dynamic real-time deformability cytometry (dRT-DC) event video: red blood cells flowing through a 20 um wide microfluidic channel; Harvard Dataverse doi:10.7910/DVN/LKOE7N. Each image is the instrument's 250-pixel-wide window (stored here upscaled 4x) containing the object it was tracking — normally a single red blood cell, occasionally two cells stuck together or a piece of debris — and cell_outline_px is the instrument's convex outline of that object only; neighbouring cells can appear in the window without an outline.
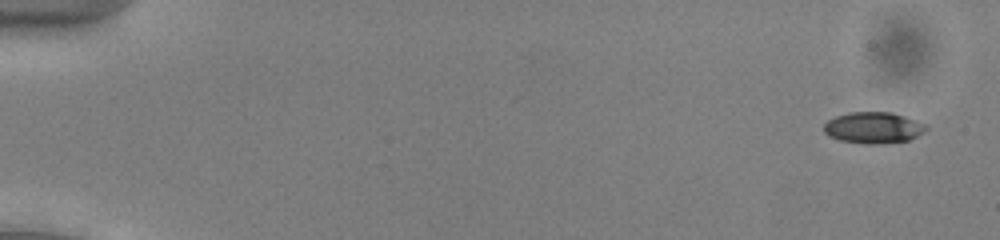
{"species": "common noctule bat (a hibernating species)", "species_latin": "Nyctalus noctula", "temperature_condition": "cold", "stored_images_in_passage": 52, "camera_frame_rate_fps": 3000, "um_per_image_px": 0.085, "animal": {"sex": "male", "body_mass_g": 13.0, "forearm_length_mm": 53.1}, "frame": {"image": 1, "passage_image": 1, "time_ms": 0.0, "image_size_px": [1000, 240], "cell_outline_px": [[928, 128], [924, 132], [908, 140], [872, 144], [868, 144], [840, 140], [828, 136], [824, 132], [824, 124], [828, 120], [836, 116], [852, 112], [892, 112], [904, 116], [924, 124]], "centroid_in_image_um": [74.21, 10.85], "position_along_channel_um": 10.8, "area_um2": 18.38}}
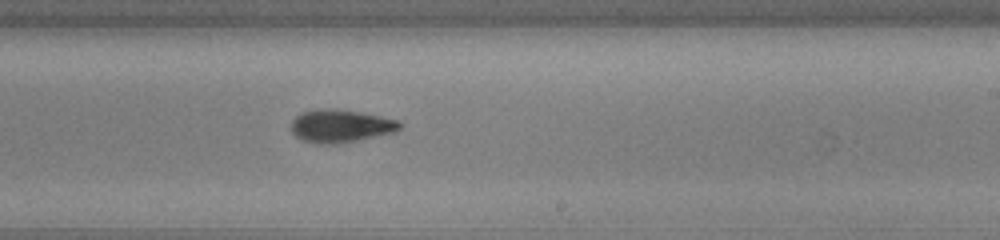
{"frame": {"image": 2, "passage_image": 32, "time_ms": 10.333, "image_size_px": [1000, 240], "cell_outline_px": [[404, 124], [396, 132], [336, 144], [320, 144], [304, 140], [296, 136], [292, 132], [292, 120], [300, 112], [328, 108], [336, 108], [360, 112], [400, 120]], "centroid_in_image_um": [28.99, 10.7], "position_along_channel_um": 260.0, "area_um2": 20.81}}
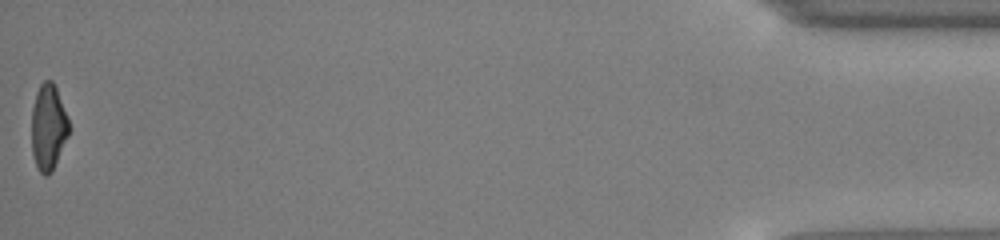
{"frame": {"image": 3, "passage_image": 52, "time_ms": 17.0, "image_size_px": [1000, 240], "cell_outline_px": [[68, 136], [52, 172], [48, 176], [44, 176], [36, 168], [32, 152], [32, 108], [36, 92], [40, 84], [44, 80], [52, 80], [56, 88], [68, 116]], "centroid_in_image_um": [4.1, 10.83], "position_along_channel_um": 431.1, "area_um2": 18.79}, "authors_computed_cell_mechanics": {"area_um2": 19.9988, "velocity_mm_per_s": 3.9267, "shape_relaxation_time_tau1_ms": 4.0394, "shape_relaxation_time_tau2_ms": 3.829, "deformation_change_tau1": 0.1508, "deformation_change_tau2": 0.1065}}